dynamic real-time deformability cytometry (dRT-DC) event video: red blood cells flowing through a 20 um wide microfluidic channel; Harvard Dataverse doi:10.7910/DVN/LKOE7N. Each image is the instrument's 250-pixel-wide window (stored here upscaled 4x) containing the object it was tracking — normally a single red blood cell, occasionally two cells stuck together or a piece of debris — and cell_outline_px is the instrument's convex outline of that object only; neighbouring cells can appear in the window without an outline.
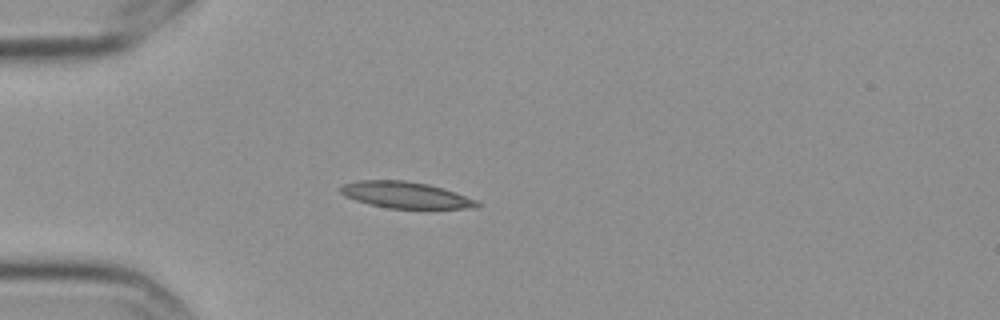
{"species": "Egyptian fruit bat (a non-hibernating species)", "species_latin": "Rousettus aegyptiacus", "temperature_condition": "cold", "stored_images_in_passage": 6, "camera_frame_rate_fps": 3000, "um_per_image_px": 0.085, "frame": {"image": 1, "passage_image": 4, "time_ms": 1.0, "image_size_px": [1000, 320], "cell_outline_px": [[480, 204], [476, 208], [388, 208], [356, 200], [344, 196], [340, 192], [340, 188], [344, 184], [356, 180], [404, 180], [428, 184], [476, 200]], "centroid_in_image_um": [34.42, 16.57], "position_along_channel_um": 50.6, "area_um2": 20.58}}
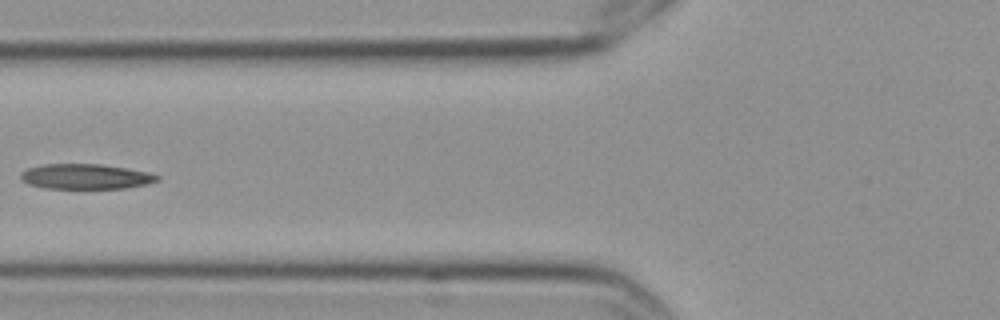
{"frame": {"image": 2, "passage_image": 6, "time_ms": 1.667, "image_size_px": [1000, 320], "cell_outline_px": [[160, 180], [148, 184], [124, 188], [44, 188], [28, 184], [20, 180], [20, 172], [28, 168], [44, 164], [100, 164], [148, 172], [160, 176]], "centroid_in_image_um": [7.26, 15.01], "position_along_channel_um": 118.5, "area_um2": 20.0}}